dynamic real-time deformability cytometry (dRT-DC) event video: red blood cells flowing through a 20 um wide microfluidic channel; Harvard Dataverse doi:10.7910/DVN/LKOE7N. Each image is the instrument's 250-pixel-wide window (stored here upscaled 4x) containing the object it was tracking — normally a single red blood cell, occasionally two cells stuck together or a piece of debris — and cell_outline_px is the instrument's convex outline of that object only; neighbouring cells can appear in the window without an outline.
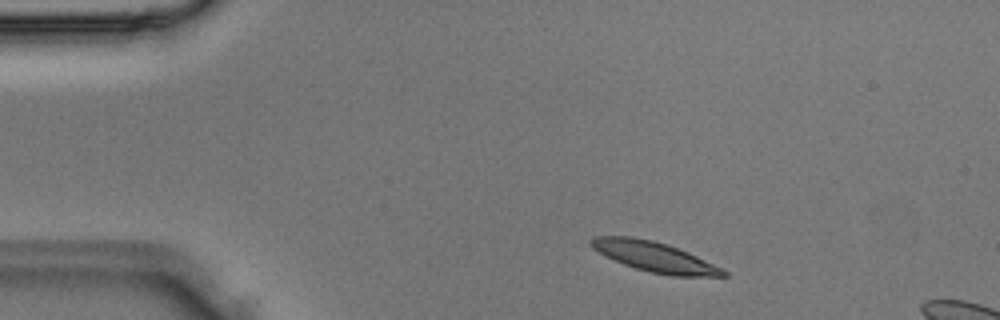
{"species": "Egyptian fruit bat (a non-hibernating species)", "species_latin": "Rousettus aegyptiacus", "temperature_condition": "room temperature", "stored_images_in_passage": 3, "segment_of_instrument_passage": [1, 2], "camera_frame_rate_fps": 3000, "um_per_image_px": 0.085, "animal": {"sex": "male"}, "frame": {"image": 1, "passage_image": 1, "time_ms": 0.0, "image_size_px": [1000, 320], "cell_outline_px": [[728, 276], [672, 276], [648, 272], [624, 264], [592, 248], [588, 240], [592, 236], [632, 236], [652, 240], [668, 244], [688, 252], [724, 268], [728, 272]], "centroid_in_image_um": [55.67, 21.82], "position_along_channel_um": 29.3, "area_um2": 23.18}}